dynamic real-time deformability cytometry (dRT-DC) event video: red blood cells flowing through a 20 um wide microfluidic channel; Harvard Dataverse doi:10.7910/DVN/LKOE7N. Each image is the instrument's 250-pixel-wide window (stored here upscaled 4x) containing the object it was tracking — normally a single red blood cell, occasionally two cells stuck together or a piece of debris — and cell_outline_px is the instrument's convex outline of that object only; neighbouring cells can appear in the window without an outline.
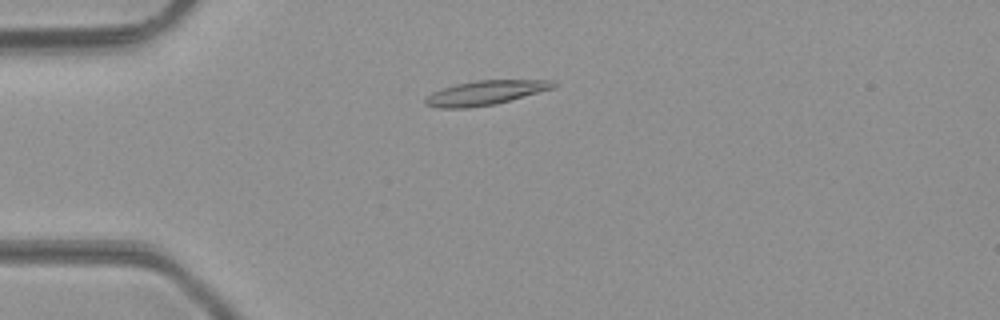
{"species": "common noctule bat (a hibernating species)", "species_latin": "Nyctalus noctula", "temperature_condition": "room temperature", "stored_images_in_passage": 39, "camera_frame_rate_fps": 3000, "um_per_image_px": 0.085, "animal": {"sex": "male", "body_mass_g": 23.1, "forearm_length_mm": 52.7}, "frame": {"image": 1, "passage_image": 4, "time_ms": 1.0, "image_size_px": [1000, 320], "cell_outline_px": [[556, 84], [552, 88], [496, 104], [468, 108], [436, 108], [424, 104], [424, 100], [432, 92], [456, 84], [476, 80], [552, 80]], "centroid_in_image_um": [41.2, 7.89], "position_along_channel_um": 43.8, "area_um2": 17.98}}
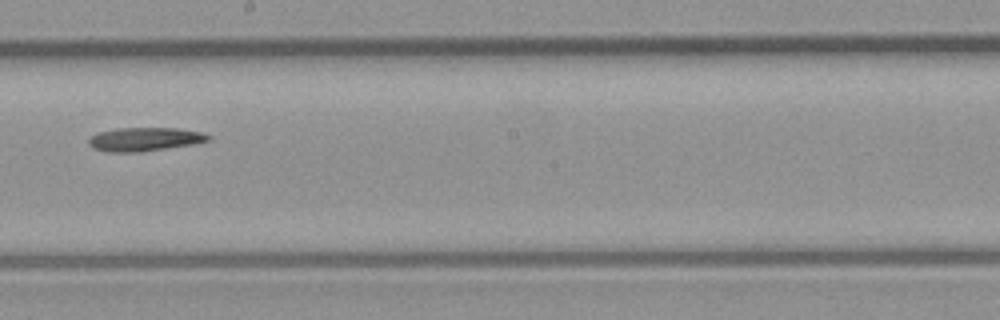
{"frame": {"image": 2, "passage_image": 19, "time_ms": 6.0, "image_size_px": [1000, 320], "cell_outline_px": [[212, 140], [192, 144], [140, 152], [108, 152], [92, 148], [88, 144], [88, 140], [96, 132], [116, 128], [176, 128], [200, 132], [212, 136]], "centroid_in_image_um": [12.27, 11.83], "position_along_channel_um": 235.9, "area_um2": 16.53}}
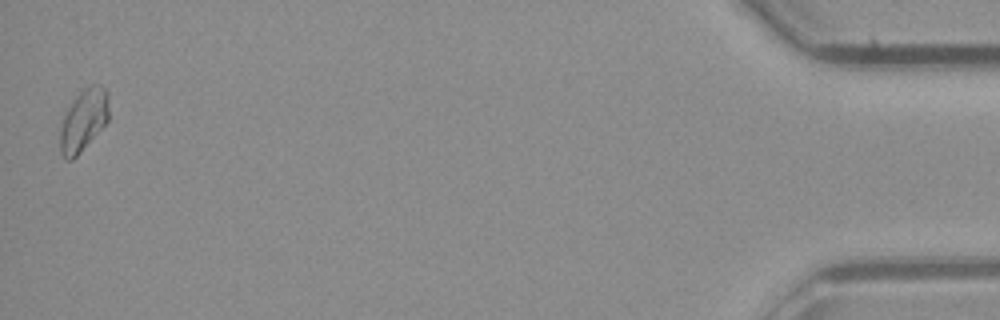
{"frame": {"image": 3, "passage_image": 39, "time_ms": 12.667, "image_size_px": [1000, 320], "cell_outline_px": [[108, 120], [80, 152], [72, 160], [68, 160], [60, 152], [60, 128], [64, 116], [68, 108], [76, 96], [88, 84], [100, 84], [108, 92]], "centroid_in_image_um": [7.1, 10.18], "position_along_channel_um": 428.1, "area_um2": 17.34}}